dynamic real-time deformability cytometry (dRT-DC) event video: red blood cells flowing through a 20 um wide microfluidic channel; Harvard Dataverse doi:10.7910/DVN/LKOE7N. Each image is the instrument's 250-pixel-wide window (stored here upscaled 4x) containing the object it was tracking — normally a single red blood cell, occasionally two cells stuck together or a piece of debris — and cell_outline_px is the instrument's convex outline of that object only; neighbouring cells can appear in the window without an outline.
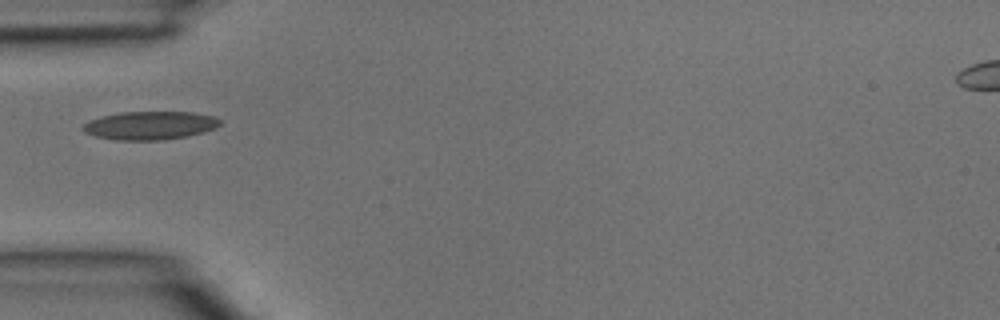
{"species": "common noctule bat (a hibernating species)", "species_latin": "Nyctalus noctula", "temperature_condition": "room temperature", "stored_images_in_passage": 1, "camera_frame_rate_fps": 3000, "um_per_image_px": 0.085, "animal": {"sex": "male", "body_mass_g": 15.6}, "frame": {"image": 1, "passage_image": 1, "time_ms": 0.0, "image_size_px": [1000, 320], "cell_outline_px": [[220, 124], [216, 128], [204, 132], [188, 136], [164, 140], [116, 140], [96, 136], [84, 132], [80, 128], [88, 120], [100, 116], [120, 112], [192, 112], [212, 116], [220, 120]], "centroid_in_image_um": [12.72, 10.66], "position_along_channel_um": 72.3, "area_um2": 22.77}}